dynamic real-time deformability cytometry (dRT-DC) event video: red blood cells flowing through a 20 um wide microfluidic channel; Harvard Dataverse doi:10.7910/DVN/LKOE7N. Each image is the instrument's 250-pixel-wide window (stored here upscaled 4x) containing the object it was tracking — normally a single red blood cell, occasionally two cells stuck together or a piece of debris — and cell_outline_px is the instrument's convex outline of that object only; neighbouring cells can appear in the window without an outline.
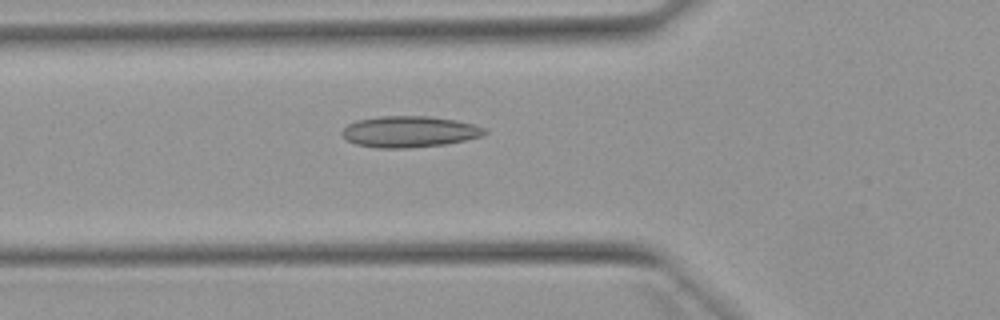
{"species": "Egyptian fruit bat (a non-hibernating species)", "species_latin": "Rousettus aegyptiacus", "temperature_condition": "warm", "stored_images_in_passage": 41, "camera_frame_rate_fps": 3000, "um_per_image_px": 0.085, "animal": {"sex": "female"}, "frame": {"image": 1, "passage_image": 7, "time_ms": 2.0, "image_size_px": [1000, 320], "cell_outline_px": [[488, 132], [480, 136], [464, 140], [444, 144], [408, 148], [380, 148], [356, 144], [348, 140], [340, 132], [348, 124], [356, 120], [380, 116], [432, 116], [456, 120], [472, 124], [484, 128]], "centroid_in_image_um": [34.78, 11.18], "position_along_channel_um": 91.0, "area_um2": 25.78}}
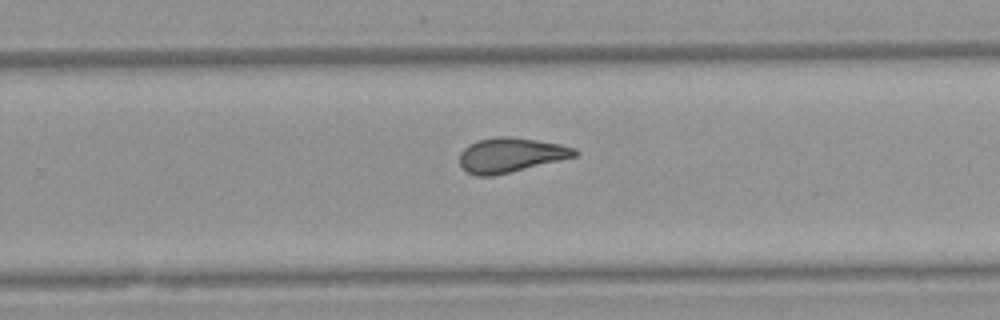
{"frame": {"image": 2, "passage_image": 22, "time_ms": 7.0, "image_size_px": [1000, 320], "cell_outline_px": [[580, 152], [576, 156], [492, 176], [476, 176], [468, 172], [460, 164], [460, 152], [468, 144], [476, 140], [496, 136], [512, 136], [560, 144], [576, 148]], "centroid_in_image_um": [43.39, 13.15], "position_along_channel_um": 286.4, "area_um2": 23.12}}
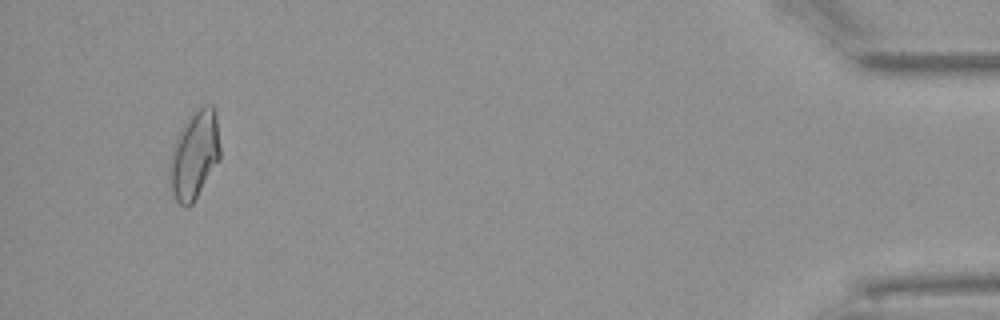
{"frame": {"image": 3, "passage_image": 38, "time_ms": 12.333, "image_size_px": [1000, 320], "cell_outline_px": [[220, 160], [192, 204], [184, 208], [176, 200], [172, 192], [168, 172], [168, 164], [176, 136], [180, 128], [204, 104], [212, 104], [216, 112], [220, 148]], "centroid_in_image_um": [16.52, 13.19], "position_along_channel_um": 418.7, "area_um2": 25.95}, "authors_computed_cell_mechanics": {"area_um2": 23.5824, "velocity_mm_per_s": 3.9136, "shape_relaxation_time_tau1_ms": 7.7758, "shape_relaxation_time_tau2_ms": 1.5945, "deformation_change_tau1": 0.192, "deformation_change_tau2": 0.0927}}